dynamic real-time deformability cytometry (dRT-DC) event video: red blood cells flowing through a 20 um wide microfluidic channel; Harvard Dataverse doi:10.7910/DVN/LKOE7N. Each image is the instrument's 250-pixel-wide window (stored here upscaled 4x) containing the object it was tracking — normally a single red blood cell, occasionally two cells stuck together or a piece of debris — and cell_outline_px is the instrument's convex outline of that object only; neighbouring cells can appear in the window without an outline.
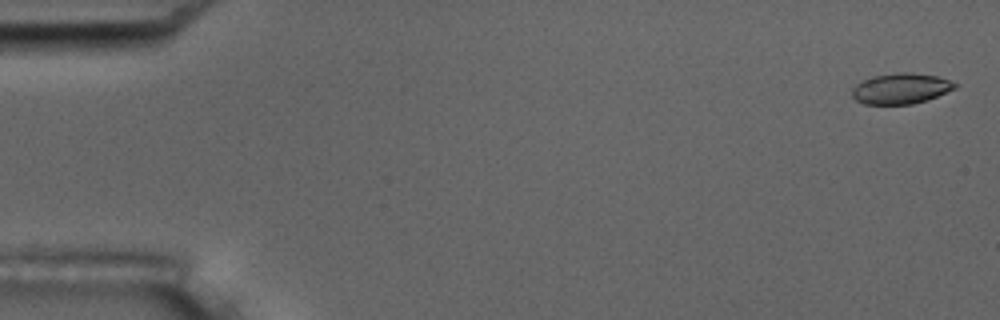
{"species": "common noctule bat (a hibernating species)", "species_latin": "Nyctalus noctula", "temperature_condition": "room temperature", "stored_images_in_passage": 5, "camera_frame_rate_fps": 3000, "um_per_image_px": 0.085, "animal": {"sex": "male", "body_mass_g": 17.5, "forearm_length_mm": 52.3}, "frame": {"image": 1, "passage_image": 1, "time_ms": 0.0, "image_size_px": [1000, 320], "cell_outline_px": [[956, 88], [936, 96], [912, 104], [864, 104], [856, 100], [852, 96], [852, 88], [856, 84], [864, 80], [876, 76], [896, 72], [908, 72], [936, 76], [948, 80], [956, 84]], "centroid_in_image_um": [76.54, 7.53], "position_along_channel_um": 8.5, "area_um2": 18.03}}
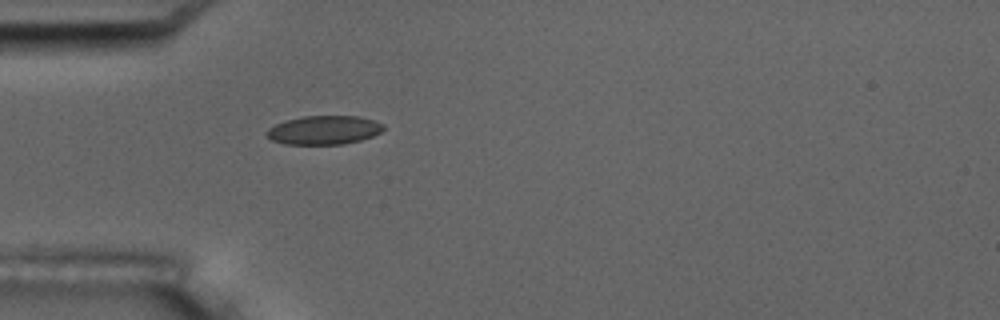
{"frame": {"image": 2, "passage_image": 5, "time_ms": 5.0, "image_size_px": [1000, 320], "cell_outline_px": [[384, 128], [380, 132], [372, 136], [360, 140], [344, 144], [284, 144], [272, 140], [264, 132], [268, 128], [276, 124], [288, 120], [304, 116], [360, 116], [384, 124]], "centroid_in_image_um": [27.53, 11.06], "position_along_channel_um": 57.5, "area_um2": 19.48}}